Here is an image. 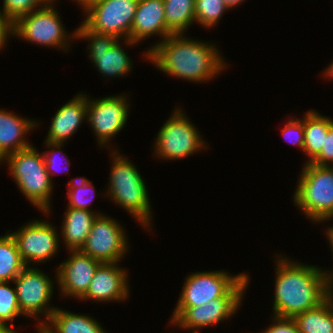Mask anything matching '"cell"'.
Here are the masks:
<instances>
[{"instance_id": "obj_1", "label": "cell", "mask_w": 333, "mask_h": 333, "mask_svg": "<svg viewBox=\"0 0 333 333\" xmlns=\"http://www.w3.org/2000/svg\"><path fill=\"white\" fill-rule=\"evenodd\" d=\"M171 34L146 51V57L161 71L194 82L210 80L226 68L214 44Z\"/></svg>"}, {"instance_id": "obj_2", "label": "cell", "mask_w": 333, "mask_h": 333, "mask_svg": "<svg viewBox=\"0 0 333 333\" xmlns=\"http://www.w3.org/2000/svg\"><path fill=\"white\" fill-rule=\"evenodd\" d=\"M289 260L280 256L277 263L273 311L276 316L293 318L328 298L327 272Z\"/></svg>"}, {"instance_id": "obj_3", "label": "cell", "mask_w": 333, "mask_h": 333, "mask_svg": "<svg viewBox=\"0 0 333 333\" xmlns=\"http://www.w3.org/2000/svg\"><path fill=\"white\" fill-rule=\"evenodd\" d=\"M114 153L108 186L110 199L148 228L151 207L145 182L131 161L123 158L117 151Z\"/></svg>"}, {"instance_id": "obj_4", "label": "cell", "mask_w": 333, "mask_h": 333, "mask_svg": "<svg viewBox=\"0 0 333 333\" xmlns=\"http://www.w3.org/2000/svg\"><path fill=\"white\" fill-rule=\"evenodd\" d=\"M7 160L8 169L21 192L31 204L49 213L52 179L45 168L44 156L32 146L13 152L3 160Z\"/></svg>"}, {"instance_id": "obj_5", "label": "cell", "mask_w": 333, "mask_h": 333, "mask_svg": "<svg viewBox=\"0 0 333 333\" xmlns=\"http://www.w3.org/2000/svg\"><path fill=\"white\" fill-rule=\"evenodd\" d=\"M294 202L312 221L333 218V166L307 163L302 168Z\"/></svg>"}, {"instance_id": "obj_6", "label": "cell", "mask_w": 333, "mask_h": 333, "mask_svg": "<svg viewBox=\"0 0 333 333\" xmlns=\"http://www.w3.org/2000/svg\"><path fill=\"white\" fill-rule=\"evenodd\" d=\"M248 282L246 273L233 276L225 271L191 274L185 280L176 307L201 306L216 298H242Z\"/></svg>"}, {"instance_id": "obj_7", "label": "cell", "mask_w": 333, "mask_h": 333, "mask_svg": "<svg viewBox=\"0 0 333 333\" xmlns=\"http://www.w3.org/2000/svg\"><path fill=\"white\" fill-rule=\"evenodd\" d=\"M138 0H97L88 5L84 11L87 17L82 22L89 30L97 33L122 35L126 44L130 41V31L136 13Z\"/></svg>"}, {"instance_id": "obj_8", "label": "cell", "mask_w": 333, "mask_h": 333, "mask_svg": "<svg viewBox=\"0 0 333 333\" xmlns=\"http://www.w3.org/2000/svg\"><path fill=\"white\" fill-rule=\"evenodd\" d=\"M157 135L155 152L160 158L180 159L205 148L204 141L202 142L192 122L178 108Z\"/></svg>"}, {"instance_id": "obj_9", "label": "cell", "mask_w": 333, "mask_h": 333, "mask_svg": "<svg viewBox=\"0 0 333 333\" xmlns=\"http://www.w3.org/2000/svg\"><path fill=\"white\" fill-rule=\"evenodd\" d=\"M52 5L44 4L38 10L20 17L13 24V34L38 45L56 46L67 50L69 44L66 42L69 37L57 10Z\"/></svg>"}, {"instance_id": "obj_10", "label": "cell", "mask_w": 333, "mask_h": 333, "mask_svg": "<svg viewBox=\"0 0 333 333\" xmlns=\"http://www.w3.org/2000/svg\"><path fill=\"white\" fill-rule=\"evenodd\" d=\"M74 32L75 37L89 39V57L98 72L108 77H120L126 75L132 67V61L119 44L115 35L97 33L89 30L84 24H80Z\"/></svg>"}, {"instance_id": "obj_11", "label": "cell", "mask_w": 333, "mask_h": 333, "mask_svg": "<svg viewBox=\"0 0 333 333\" xmlns=\"http://www.w3.org/2000/svg\"><path fill=\"white\" fill-rule=\"evenodd\" d=\"M120 226L113 218L98 215L80 251L100 263H118L128 249L126 233Z\"/></svg>"}, {"instance_id": "obj_12", "label": "cell", "mask_w": 333, "mask_h": 333, "mask_svg": "<svg viewBox=\"0 0 333 333\" xmlns=\"http://www.w3.org/2000/svg\"><path fill=\"white\" fill-rule=\"evenodd\" d=\"M15 282L19 307L26 316H37L46 313V320L52 316L56 308H48L53 294V282L46 274L36 268L26 266L13 280Z\"/></svg>"}, {"instance_id": "obj_13", "label": "cell", "mask_w": 333, "mask_h": 333, "mask_svg": "<svg viewBox=\"0 0 333 333\" xmlns=\"http://www.w3.org/2000/svg\"><path fill=\"white\" fill-rule=\"evenodd\" d=\"M10 234L26 266L30 261L46 262L57 252L58 235L53 225L47 221H32Z\"/></svg>"}, {"instance_id": "obj_14", "label": "cell", "mask_w": 333, "mask_h": 333, "mask_svg": "<svg viewBox=\"0 0 333 333\" xmlns=\"http://www.w3.org/2000/svg\"><path fill=\"white\" fill-rule=\"evenodd\" d=\"M87 98V121L92 124L100 145L108 144L110 138L124 127L128 116V102L121 96H110L102 99Z\"/></svg>"}, {"instance_id": "obj_15", "label": "cell", "mask_w": 333, "mask_h": 333, "mask_svg": "<svg viewBox=\"0 0 333 333\" xmlns=\"http://www.w3.org/2000/svg\"><path fill=\"white\" fill-rule=\"evenodd\" d=\"M241 299L216 298L201 306L176 307L171 323L190 330L215 325L236 313Z\"/></svg>"}, {"instance_id": "obj_16", "label": "cell", "mask_w": 333, "mask_h": 333, "mask_svg": "<svg viewBox=\"0 0 333 333\" xmlns=\"http://www.w3.org/2000/svg\"><path fill=\"white\" fill-rule=\"evenodd\" d=\"M68 260L57 268V281L64 296L81 299L87 292L90 282L100 262L80 250H70Z\"/></svg>"}, {"instance_id": "obj_17", "label": "cell", "mask_w": 333, "mask_h": 333, "mask_svg": "<svg viewBox=\"0 0 333 333\" xmlns=\"http://www.w3.org/2000/svg\"><path fill=\"white\" fill-rule=\"evenodd\" d=\"M116 264L117 262L100 263L86 294L80 300L92 299L98 302L125 300L129 294L127 273Z\"/></svg>"}, {"instance_id": "obj_18", "label": "cell", "mask_w": 333, "mask_h": 333, "mask_svg": "<svg viewBox=\"0 0 333 333\" xmlns=\"http://www.w3.org/2000/svg\"><path fill=\"white\" fill-rule=\"evenodd\" d=\"M154 34L164 39L172 34L166 26L164 1L138 0L130 41L137 43Z\"/></svg>"}, {"instance_id": "obj_19", "label": "cell", "mask_w": 333, "mask_h": 333, "mask_svg": "<svg viewBox=\"0 0 333 333\" xmlns=\"http://www.w3.org/2000/svg\"><path fill=\"white\" fill-rule=\"evenodd\" d=\"M87 95L81 93L63 105L52 119L46 142L62 144L87 118Z\"/></svg>"}, {"instance_id": "obj_20", "label": "cell", "mask_w": 333, "mask_h": 333, "mask_svg": "<svg viewBox=\"0 0 333 333\" xmlns=\"http://www.w3.org/2000/svg\"><path fill=\"white\" fill-rule=\"evenodd\" d=\"M36 124L35 121L0 110V162L7 155L31 146L24 139V135Z\"/></svg>"}, {"instance_id": "obj_21", "label": "cell", "mask_w": 333, "mask_h": 333, "mask_svg": "<svg viewBox=\"0 0 333 333\" xmlns=\"http://www.w3.org/2000/svg\"><path fill=\"white\" fill-rule=\"evenodd\" d=\"M100 213L68 208L62 226V237L70 250H80L92 229L94 220Z\"/></svg>"}, {"instance_id": "obj_22", "label": "cell", "mask_w": 333, "mask_h": 333, "mask_svg": "<svg viewBox=\"0 0 333 333\" xmlns=\"http://www.w3.org/2000/svg\"><path fill=\"white\" fill-rule=\"evenodd\" d=\"M333 126V120L321 116L316 111H309L304 117V147L303 150L310 157L307 163H311L324 146L325 135Z\"/></svg>"}, {"instance_id": "obj_23", "label": "cell", "mask_w": 333, "mask_h": 333, "mask_svg": "<svg viewBox=\"0 0 333 333\" xmlns=\"http://www.w3.org/2000/svg\"><path fill=\"white\" fill-rule=\"evenodd\" d=\"M300 333H333V298L293 317Z\"/></svg>"}, {"instance_id": "obj_24", "label": "cell", "mask_w": 333, "mask_h": 333, "mask_svg": "<svg viewBox=\"0 0 333 333\" xmlns=\"http://www.w3.org/2000/svg\"><path fill=\"white\" fill-rule=\"evenodd\" d=\"M48 322L50 325L46 323L47 326L54 333H107L92 317L66 312L57 307Z\"/></svg>"}, {"instance_id": "obj_25", "label": "cell", "mask_w": 333, "mask_h": 333, "mask_svg": "<svg viewBox=\"0 0 333 333\" xmlns=\"http://www.w3.org/2000/svg\"><path fill=\"white\" fill-rule=\"evenodd\" d=\"M167 29L172 34H184L195 21V0H163Z\"/></svg>"}, {"instance_id": "obj_26", "label": "cell", "mask_w": 333, "mask_h": 333, "mask_svg": "<svg viewBox=\"0 0 333 333\" xmlns=\"http://www.w3.org/2000/svg\"><path fill=\"white\" fill-rule=\"evenodd\" d=\"M26 267L11 234L0 237V281H13Z\"/></svg>"}, {"instance_id": "obj_27", "label": "cell", "mask_w": 333, "mask_h": 333, "mask_svg": "<svg viewBox=\"0 0 333 333\" xmlns=\"http://www.w3.org/2000/svg\"><path fill=\"white\" fill-rule=\"evenodd\" d=\"M226 9L223 0H195V21L206 28L215 26Z\"/></svg>"}, {"instance_id": "obj_28", "label": "cell", "mask_w": 333, "mask_h": 333, "mask_svg": "<svg viewBox=\"0 0 333 333\" xmlns=\"http://www.w3.org/2000/svg\"><path fill=\"white\" fill-rule=\"evenodd\" d=\"M9 282L0 281V326H8L7 321H13L22 315L19 307L16 288H10Z\"/></svg>"}, {"instance_id": "obj_29", "label": "cell", "mask_w": 333, "mask_h": 333, "mask_svg": "<svg viewBox=\"0 0 333 333\" xmlns=\"http://www.w3.org/2000/svg\"><path fill=\"white\" fill-rule=\"evenodd\" d=\"M92 182L84 178H75L74 180H71L70 183H68L69 190H68V198H69V205L68 208H74V209H81V210H87L90 211L88 204L92 202V200L87 199L88 197H83L86 194V191L89 192L90 188L93 190ZM92 192V191H91ZM95 192V189L93 190ZM95 195V193H92V195ZM93 195V196H94ZM86 198V199H85ZM94 198V197H93Z\"/></svg>"}, {"instance_id": "obj_30", "label": "cell", "mask_w": 333, "mask_h": 333, "mask_svg": "<svg viewBox=\"0 0 333 333\" xmlns=\"http://www.w3.org/2000/svg\"><path fill=\"white\" fill-rule=\"evenodd\" d=\"M3 15L14 24L20 17L36 10L43 0H3ZM35 8V9H34Z\"/></svg>"}, {"instance_id": "obj_31", "label": "cell", "mask_w": 333, "mask_h": 333, "mask_svg": "<svg viewBox=\"0 0 333 333\" xmlns=\"http://www.w3.org/2000/svg\"><path fill=\"white\" fill-rule=\"evenodd\" d=\"M303 119V120H302ZM302 119H290L286 123L285 128L282 129V135L287 140V142L295 143L302 150L304 147L305 137H304V118ZM292 137V138H291Z\"/></svg>"}, {"instance_id": "obj_32", "label": "cell", "mask_w": 333, "mask_h": 333, "mask_svg": "<svg viewBox=\"0 0 333 333\" xmlns=\"http://www.w3.org/2000/svg\"><path fill=\"white\" fill-rule=\"evenodd\" d=\"M311 163L320 166H330L331 163L333 166V126L325 135L324 146H322L319 155Z\"/></svg>"}, {"instance_id": "obj_33", "label": "cell", "mask_w": 333, "mask_h": 333, "mask_svg": "<svg viewBox=\"0 0 333 333\" xmlns=\"http://www.w3.org/2000/svg\"><path fill=\"white\" fill-rule=\"evenodd\" d=\"M273 321L275 324L269 326L262 333H300L293 318L274 315Z\"/></svg>"}, {"instance_id": "obj_34", "label": "cell", "mask_w": 333, "mask_h": 333, "mask_svg": "<svg viewBox=\"0 0 333 333\" xmlns=\"http://www.w3.org/2000/svg\"><path fill=\"white\" fill-rule=\"evenodd\" d=\"M45 144H46V146L49 148H51V150L52 149H54V150H52L53 152H46V154H45V152L43 153V156H44V160H45V168H46V171H47V173H48V175L50 176V178H51V173H52V171L53 172H56L57 170H55L54 171V169H57L56 168V164H57V157H55V155H56V153L58 152L59 153V151H61L60 150V147L62 146V144H58V143H50V142H45ZM57 148V149H56ZM59 149V150H58ZM55 150H57V151H55ZM48 153H49V155H48ZM52 155V156H51ZM54 155V156H53ZM57 161V162H56ZM67 162V164H68V166H69V164H70V161L67 159L66 160ZM56 165V166H55ZM55 167V168H54Z\"/></svg>"}, {"instance_id": "obj_35", "label": "cell", "mask_w": 333, "mask_h": 333, "mask_svg": "<svg viewBox=\"0 0 333 333\" xmlns=\"http://www.w3.org/2000/svg\"><path fill=\"white\" fill-rule=\"evenodd\" d=\"M10 34L13 35V24L0 11V49L4 47Z\"/></svg>"}, {"instance_id": "obj_36", "label": "cell", "mask_w": 333, "mask_h": 333, "mask_svg": "<svg viewBox=\"0 0 333 333\" xmlns=\"http://www.w3.org/2000/svg\"><path fill=\"white\" fill-rule=\"evenodd\" d=\"M326 279H327V292H328V297L333 298V274L327 273L326 274ZM332 284V285H331Z\"/></svg>"}, {"instance_id": "obj_37", "label": "cell", "mask_w": 333, "mask_h": 333, "mask_svg": "<svg viewBox=\"0 0 333 333\" xmlns=\"http://www.w3.org/2000/svg\"><path fill=\"white\" fill-rule=\"evenodd\" d=\"M38 333H54L49 326H47L46 322H43L38 326Z\"/></svg>"}, {"instance_id": "obj_38", "label": "cell", "mask_w": 333, "mask_h": 333, "mask_svg": "<svg viewBox=\"0 0 333 333\" xmlns=\"http://www.w3.org/2000/svg\"><path fill=\"white\" fill-rule=\"evenodd\" d=\"M225 4L232 9V7H235L239 5V3H242L244 0H223Z\"/></svg>"}, {"instance_id": "obj_39", "label": "cell", "mask_w": 333, "mask_h": 333, "mask_svg": "<svg viewBox=\"0 0 333 333\" xmlns=\"http://www.w3.org/2000/svg\"><path fill=\"white\" fill-rule=\"evenodd\" d=\"M14 324L12 323L11 326H0V333H17L14 331L13 328ZM12 327V328H11Z\"/></svg>"}, {"instance_id": "obj_40", "label": "cell", "mask_w": 333, "mask_h": 333, "mask_svg": "<svg viewBox=\"0 0 333 333\" xmlns=\"http://www.w3.org/2000/svg\"><path fill=\"white\" fill-rule=\"evenodd\" d=\"M327 238L329 239V241H330V244H331V248H332V252H333V227H331V228H329L328 230H327Z\"/></svg>"}, {"instance_id": "obj_41", "label": "cell", "mask_w": 333, "mask_h": 333, "mask_svg": "<svg viewBox=\"0 0 333 333\" xmlns=\"http://www.w3.org/2000/svg\"><path fill=\"white\" fill-rule=\"evenodd\" d=\"M77 1L79 4L82 5V9H85L88 5H90L91 3H93L94 1H97V0H75Z\"/></svg>"}, {"instance_id": "obj_42", "label": "cell", "mask_w": 333, "mask_h": 333, "mask_svg": "<svg viewBox=\"0 0 333 333\" xmlns=\"http://www.w3.org/2000/svg\"><path fill=\"white\" fill-rule=\"evenodd\" d=\"M328 67L329 68H327V71H325L324 73H326V76L333 78V62Z\"/></svg>"}, {"instance_id": "obj_43", "label": "cell", "mask_w": 333, "mask_h": 333, "mask_svg": "<svg viewBox=\"0 0 333 333\" xmlns=\"http://www.w3.org/2000/svg\"><path fill=\"white\" fill-rule=\"evenodd\" d=\"M46 4H52L53 0H43Z\"/></svg>"}]
</instances>
